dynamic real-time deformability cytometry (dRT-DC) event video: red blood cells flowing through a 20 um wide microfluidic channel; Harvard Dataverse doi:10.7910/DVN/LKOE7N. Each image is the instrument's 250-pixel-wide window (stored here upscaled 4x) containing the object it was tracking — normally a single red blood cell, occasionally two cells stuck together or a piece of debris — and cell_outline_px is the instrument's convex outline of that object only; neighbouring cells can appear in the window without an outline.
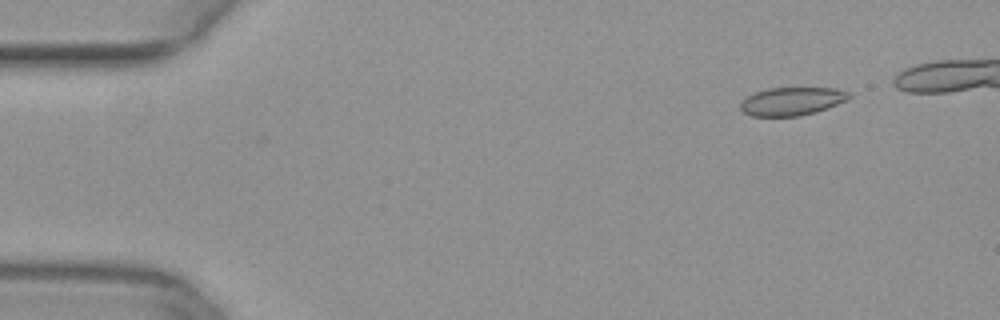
{"species": "common noctule bat (a hibernating species)", "species_latin": "Nyctalus noctula", "temperature_condition": "warm", "stored_images_in_passage": 41, "camera_frame_rate_fps": 3000, "um_per_image_px": 0.085, "animal": {"sex": "female", "body_mass_g": 29.2, "forearm_length_mm": 56.3}, "frame": {"image": 1, "passage_image": 2, "time_ms": 0.333, "image_size_px": [1000, 320], "cell_outline_px": [[852, 96], [848, 100], [828, 108], [816, 112], [800, 116], [752, 116], [744, 112], [740, 108], [740, 104], [748, 96], [756, 92], [768, 88], [836, 88], [852, 92]], "centroid_in_image_um": [67.38, 8.6], "position_along_channel_um": 17.6, "area_um2": 17.92}}
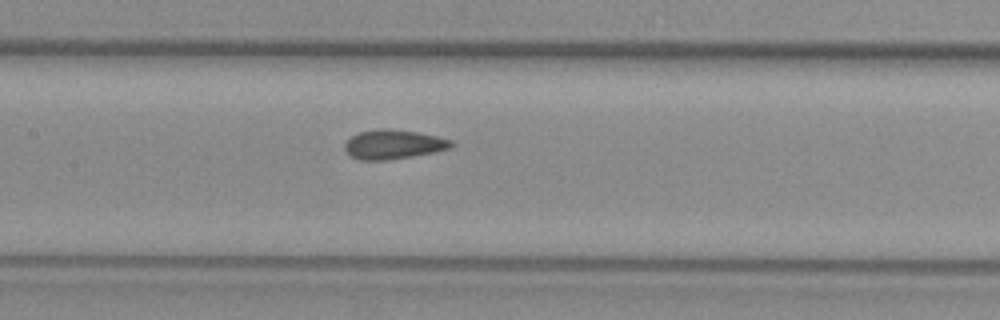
{"frame": {"image": 2, "passage_image": 21, "time_ms": 6.667, "image_size_px": [1000, 320], "cell_outline_px": [[452, 148], [432, 152], [388, 160], [360, 160], [352, 156], [344, 148], [344, 144], [352, 136], [360, 132], [380, 128], [388, 128], [416, 132], [436, 136], [452, 140]], "centroid_in_image_um": [33.43, 12.27], "position_along_channel_um": 174.0, "area_um2": 17.92}}
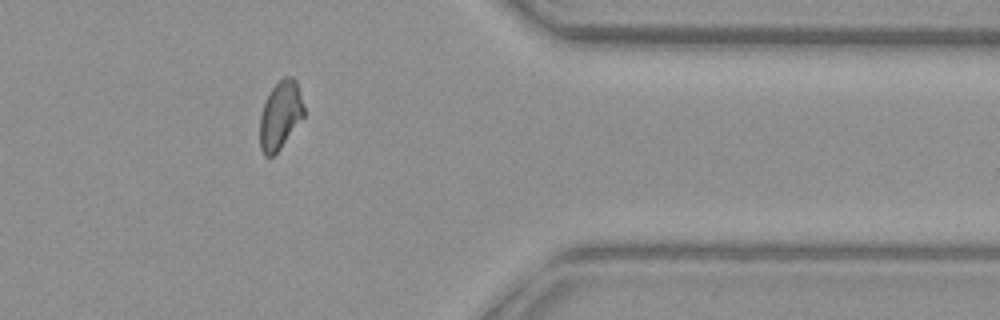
{"frame": {"image": 3, "passage_image": 38, "time_ms": 12.333, "image_size_px": [1000, 320], "cell_outline_px": [[304, 116], [280, 148], [272, 156], [264, 156], [260, 148], [260, 116], [264, 104], [272, 88], [284, 76], [292, 76], [296, 80], [304, 108]], "centroid_in_image_um": [23.82, 9.79], "position_along_channel_um": 387.6, "area_um2": 17.17}}